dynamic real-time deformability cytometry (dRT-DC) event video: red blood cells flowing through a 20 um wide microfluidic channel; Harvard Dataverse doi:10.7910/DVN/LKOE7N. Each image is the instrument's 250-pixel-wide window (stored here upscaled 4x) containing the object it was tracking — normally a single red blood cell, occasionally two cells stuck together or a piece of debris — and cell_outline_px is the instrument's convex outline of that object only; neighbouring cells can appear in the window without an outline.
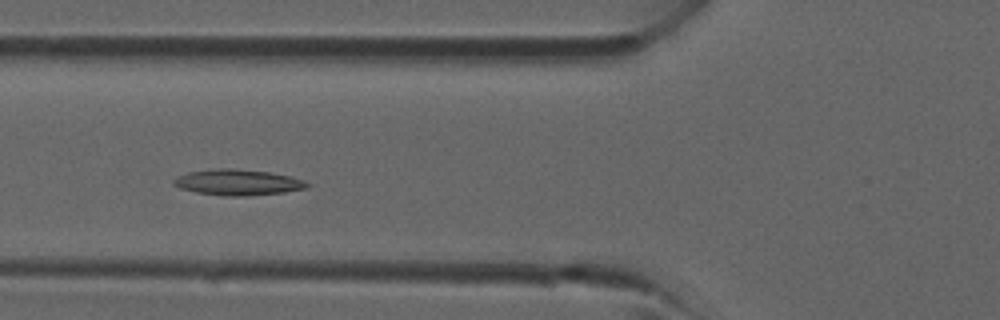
{"species": "common noctule bat (a hibernating species)", "species_latin": "Nyctalus noctula", "temperature_condition": "room temperature", "stored_images_in_passage": 5, "camera_frame_rate_fps": 3000, "um_per_image_px": 0.085, "animal": {"sex": "male", "forearm_length_mm": 52.5}, "frame": {"image": 1, "passage_image": 5, "time_ms": 5.667, "image_size_px": [1000, 320], "cell_outline_px": [[312, 184], [308, 188], [284, 192], [244, 196], [224, 196], [196, 192], [180, 188], [172, 184], [172, 180], [176, 176], [188, 172], [220, 168], [228, 168], [268, 172], [292, 176], [304, 180]], "centroid_in_image_um": [20.22, 15.5], "position_along_channel_um": 105.6, "area_um2": 20.17}}